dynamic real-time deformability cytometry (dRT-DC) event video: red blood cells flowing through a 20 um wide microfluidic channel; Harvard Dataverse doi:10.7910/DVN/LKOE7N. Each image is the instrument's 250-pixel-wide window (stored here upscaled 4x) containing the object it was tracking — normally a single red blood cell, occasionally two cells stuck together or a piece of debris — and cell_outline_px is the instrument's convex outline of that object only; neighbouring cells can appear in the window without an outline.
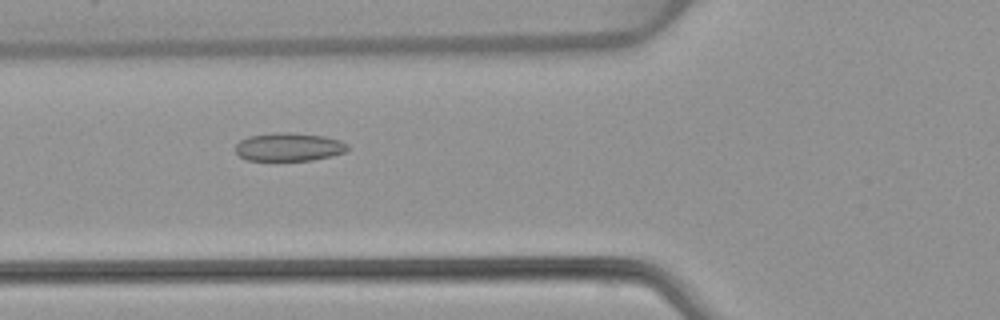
{"species": "common noctule bat (a hibernating species)", "species_latin": "Nyctalus noctula", "temperature_condition": "warm", "stored_images_in_passage": 53, "camera_frame_rate_fps": 3000, "um_per_image_px": 0.085, "animal": {"sex": "female", "body_mass_g": 22.7, "forearm_length_mm": 54.2}, "frame": {"image": 1, "passage_image": 20, "time_ms": 6.333, "image_size_px": [1000, 320], "cell_outline_px": [[348, 148], [344, 152], [312, 160], [248, 160], [240, 156], [236, 152], [236, 144], [240, 140], [248, 136], [276, 132], [288, 132], [324, 136], [340, 140], [348, 144]], "centroid_in_image_um": [24.54, 12.48], "position_along_channel_um": 101.3, "area_um2": 18.32}}
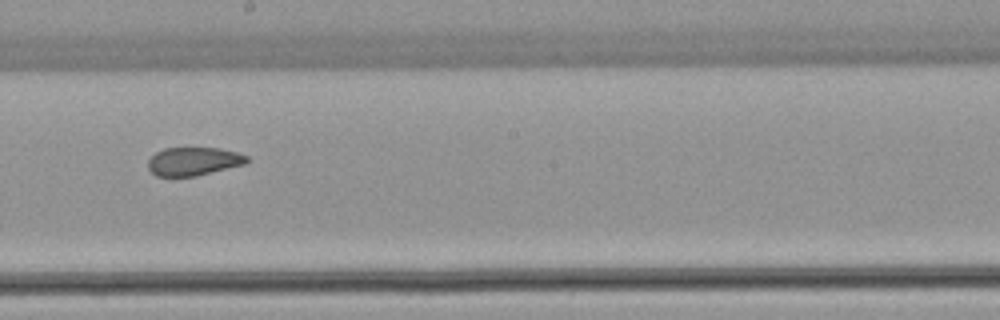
{"frame": {"image": 2, "passage_image": 30, "time_ms": 9.667, "image_size_px": [1000, 320], "cell_outline_px": [[248, 160], [244, 164], [196, 176], [156, 176], [148, 168], [148, 160], [156, 152], [164, 148], [220, 148], [236, 152], [248, 156]], "centroid_in_image_um": [16.43, 13.71], "position_along_channel_um": 231.8, "area_um2": 16.18}}
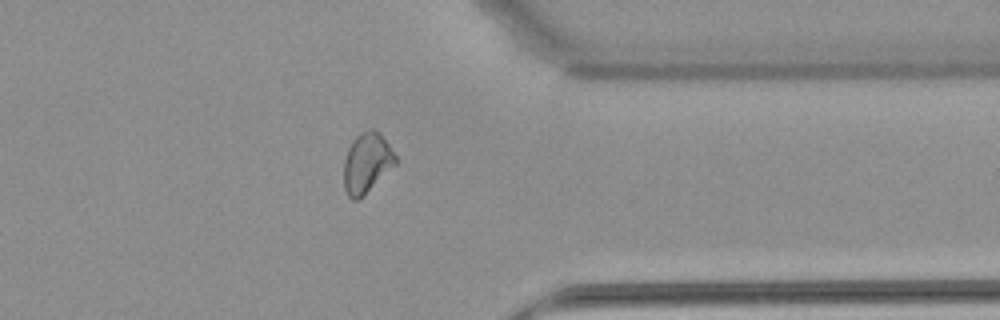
{"frame": {"image": 3, "passage_image": 42, "time_ms": 13.667, "image_size_px": [1000, 320], "cell_outline_px": [[400, 160], [396, 164], [356, 200], [352, 200], [348, 196], [344, 188], [344, 160], [348, 148], [352, 140], [360, 132], [368, 128], [372, 128], [380, 132]], "centroid_in_image_um": [31.19, 13.78], "position_along_channel_um": 380.2, "area_um2": 18.03}, "authors_computed_cell_mechanics": {"area_um2": 18.6694, "velocity_mm_per_s": 3.9179, "shape_relaxation_time_tau1_ms": null, "shape_relaxation_time_tau2_ms": 1.61, "deformation_change_tau1": null, "deformation_change_tau2": 0.0783}}